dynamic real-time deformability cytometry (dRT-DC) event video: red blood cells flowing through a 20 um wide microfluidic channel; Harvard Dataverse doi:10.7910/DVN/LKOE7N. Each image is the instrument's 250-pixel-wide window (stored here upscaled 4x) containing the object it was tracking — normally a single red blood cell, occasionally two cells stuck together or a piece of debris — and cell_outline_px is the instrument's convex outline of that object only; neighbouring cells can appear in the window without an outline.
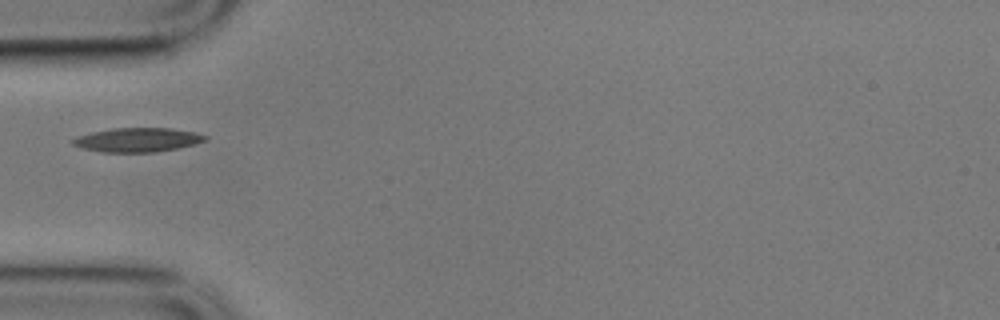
{"species": "common noctule bat (a hibernating species)", "species_latin": "Nyctalus noctula", "temperature_condition": "cold", "stored_images_in_passage": 2, "camera_frame_rate_fps": 3000, "um_per_image_px": 0.085, "animal": {"sex": "male", "body_mass_g": 17.9}, "frame": {"image": 1, "passage_image": 1, "time_ms": 0.0, "image_size_px": [1000, 320], "cell_outline_px": [[208, 140], [196, 144], [156, 152], [100, 152], [84, 148], [72, 144], [72, 140], [80, 136], [92, 132], [112, 128], [168, 128], [196, 132], [208, 136]], "centroid_in_image_um": [11.75, 11.89], "position_along_channel_um": 73.3, "area_um2": 18.5}}